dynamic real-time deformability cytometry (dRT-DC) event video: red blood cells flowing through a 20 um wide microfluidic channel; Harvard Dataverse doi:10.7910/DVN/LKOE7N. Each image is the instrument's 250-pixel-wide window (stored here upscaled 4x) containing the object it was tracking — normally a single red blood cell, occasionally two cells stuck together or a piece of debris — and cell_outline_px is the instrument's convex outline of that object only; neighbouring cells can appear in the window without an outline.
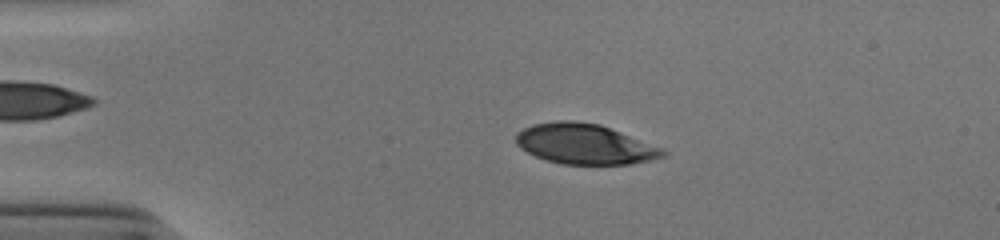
{"species": "human", "species_latin": "Homo sapiens", "temperature_condition": "cold", "stored_images_in_passage": 52, "camera_frame_rate_fps": 3000, "um_per_image_px": 0.085, "donor": {"sex": "male"}, "frame": {"image": 1, "passage_image": 11, "time_ms": 3.333, "image_size_px": [1000, 240], "cell_outline_px": [[668, 152], [664, 156], [648, 160], [628, 164], [560, 164], [536, 156], [520, 148], [516, 144], [516, 136], [524, 128], [532, 124], [556, 120], [572, 120], [600, 124], [664, 148]], "centroid_in_image_um": [49.71, 12.23], "position_along_channel_um": 35.3, "area_um2": 34.39}}
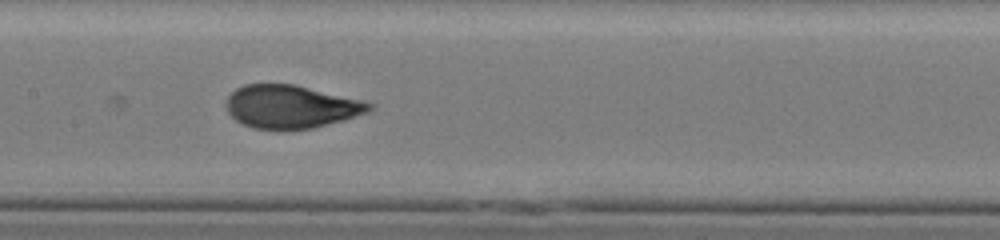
{"frame": {"image": 2, "passage_image": 26, "time_ms": 8.333, "image_size_px": [1000, 240], "cell_outline_px": [[376, 104], [368, 112], [344, 120], [312, 128], [252, 128], [236, 120], [228, 112], [228, 96], [236, 88], [244, 84], [296, 84], [364, 100]], "centroid_in_image_um": [24.79, 9.04], "position_along_channel_um": 182.6, "area_um2": 35.66}}
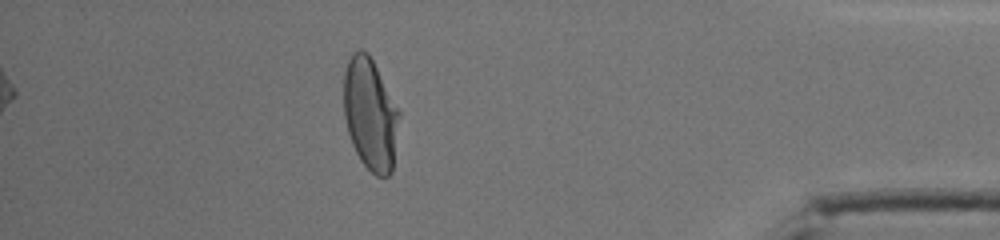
{"frame": {"image": 3, "passage_image": 46, "time_ms": 15.0, "image_size_px": [1000, 240], "cell_outline_px": [[400, 116], [392, 172], [388, 176], [376, 176], [360, 160], [352, 144], [348, 132], [344, 116], [344, 72], [348, 60], [352, 52], [360, 48], [368, 52], [400, 112]], "centroid_in_image_um": [31.47, 9.7], "position_along_channel_um": 403.7, "area_um2": 36.13}, "authors_computed_cell_mechanics": {"area_um2": 36.0094, "velocity_mm_per_s": 3.9172, "shape_relaxation_time_tau1_ms": 5.4574, "shape_relaxation_time_tau2_ms": null, "deformation_change_tau1": 0.2385, "deformation_change_tau2": null}}